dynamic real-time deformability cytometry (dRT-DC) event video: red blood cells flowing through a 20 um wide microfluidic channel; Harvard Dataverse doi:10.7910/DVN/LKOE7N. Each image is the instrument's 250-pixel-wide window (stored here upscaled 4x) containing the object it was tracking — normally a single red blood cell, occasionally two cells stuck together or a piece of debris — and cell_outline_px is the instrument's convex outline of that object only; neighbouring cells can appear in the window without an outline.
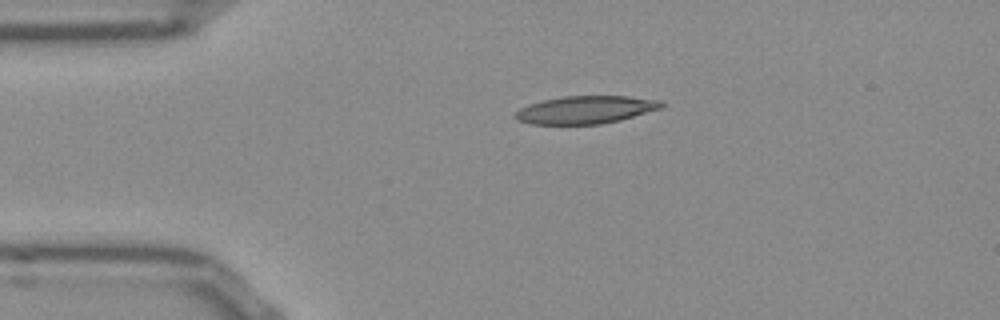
{"species": "Egyptian fruit bat (a non-hibernating species)", "species_latin": "Rousettus aegyptiacus", "temperature_condition": "room temperature", "stored_images_in_passage": 42, "camera_frame_rate_fps": 3000, "um_per_image_px": 0.085, "frame": {"image": 1, "passage_image": 1, "time_ms": 0.0, "image_size_px": [1000, 320], "cell_outline_px": [[664, 108], [620, 120], [600, 124], [532, 124], [516, 120], [512, 116], [520, 108], [528, 104], [544, 100], [564, 96], [628, 96], [660, 100], [664, 104]], "centroid_in_image_um": [49.79, 9.33], "position_along_channel_um": 35.2, "area_um2": 23.76}}
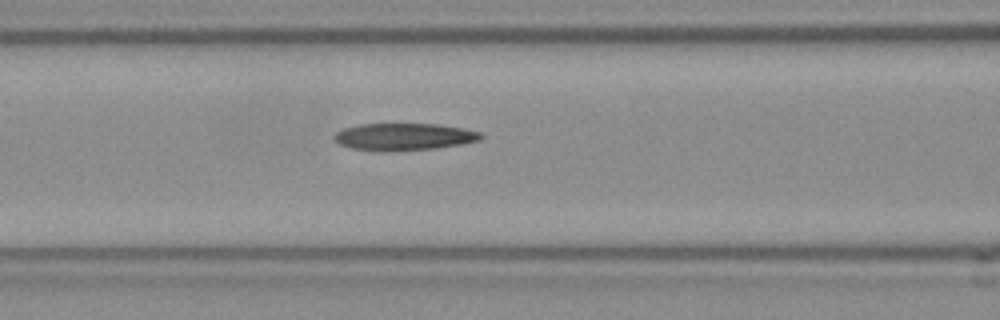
{"frame": {"image": 2, "passage_image": 11, "time_ms": 3.333, "image_size_px": [1000, 320], "cell_outline_px": [[484, 136], [480, 140], [460, 144], [432, 148], [384, 152], [380, 152], [352, 148], [340, 144], [332, 140], [332, 136], [336, 132], [344, 128], [360, 124], [440, 124], [464, 128], [480, 132]], "centroid_in_image_um": [34.3, 11.62], "position_along_channel_um": 132.3, "area_um2": 23.29}}
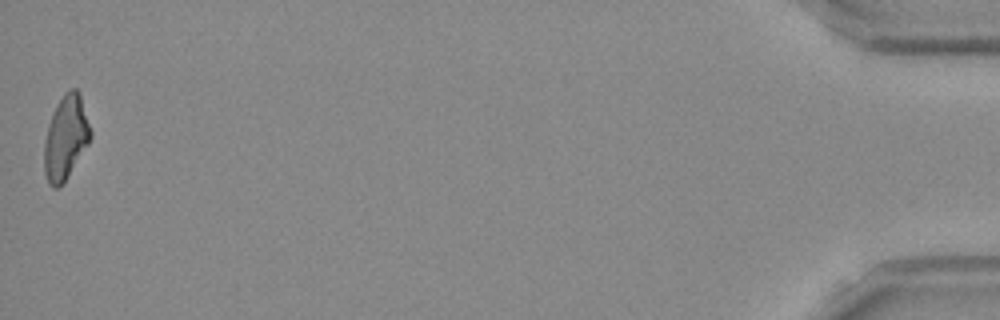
{"frame": {"image": 3, "passage_image": 42, "time_ms": 13.667, "image_size_px": [1000, 320], "cell_outline_px": [[92, 136], [88, 144], [64, 180], [56, 188], [52, 188], [48, 184], [44, 172], [44, 140], [48, 124], [52, 112], [56, 104], [64, 92], [72, 88], [76, 88], [80, 96], [92, 128]], "centroid_in_image_um": [5.58, 11.66], "position_along_channel_um": 429.6, "area_um2": 22.6}, "authors_computed_cell_mechanics": {"area_um2": 23.3512, "velocity_mm_per_s": 3.8573, "shape_relaxation_time_tau1_ms": null, "shape_relaxation_time_tau2_ms": 3.1246, "deformation_change_tau1": null, "deformation_change_tau2": 0.1378}}